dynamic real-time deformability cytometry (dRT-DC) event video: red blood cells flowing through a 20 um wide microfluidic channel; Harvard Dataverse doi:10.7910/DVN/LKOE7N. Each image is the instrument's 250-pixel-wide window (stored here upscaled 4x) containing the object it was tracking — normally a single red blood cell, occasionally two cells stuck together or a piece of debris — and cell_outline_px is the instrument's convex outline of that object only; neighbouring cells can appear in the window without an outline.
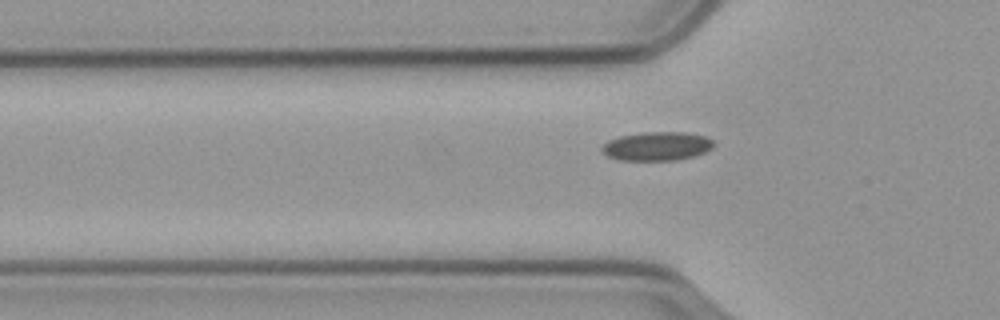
{"species": "common noctule bat (a hibernating species)", "species_latin": "Nyctalus noctula", "temperature_condition": "cold", "stored_images_in_passage": 31, "camera_frame_rate_fps": 3000, "um_per_image_px": 0.085, "animal": {"sex": "male", "body_mass_g": 23.1, "forearm_length_mm": 52.7}, "frame": {"image": 1, "passage_image": 4, "time_ms": 1.0, "image_size_px": [1000, 320], "cell_outline_px": [[716, 144], [712, 148], [696, 156], [676, 160], [620, 160], [608, 156], [600, 148], [608, 140], [620, 136], [644, 132], [684, 132], [708, 136]], "centroid_in_image_um": [55.88, 12.42], "position_along_channel_um": 69.9, "area_um2": 18.84}}
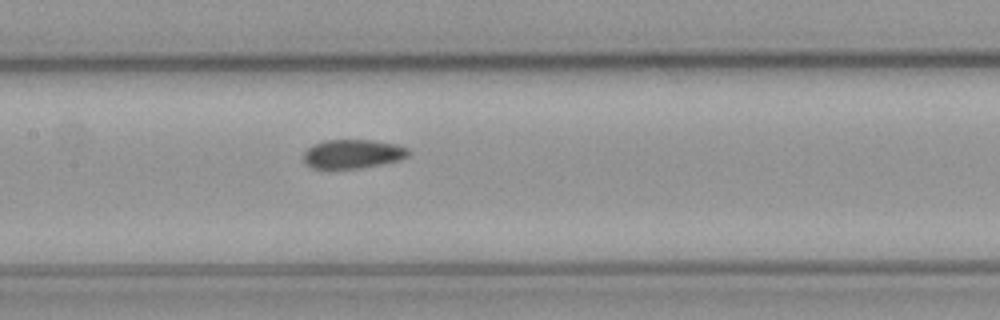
{"frame": {"image": 2, "passage_image": 13, "time_ms": 4.0, "image_size_px": [1000, 320], "cell_outline_px": [[412, 152], [408, 156], [400, 160], [360, 168], [312, 168], [304, 164], [304, 152], [312, 144], [324, 140], [372, 140], [396, 144], [408, 148]], "centroid_in_image_um": [29.99, 13.07], "position_along_channel_um": 177.4, "area_um2": 17.8}}
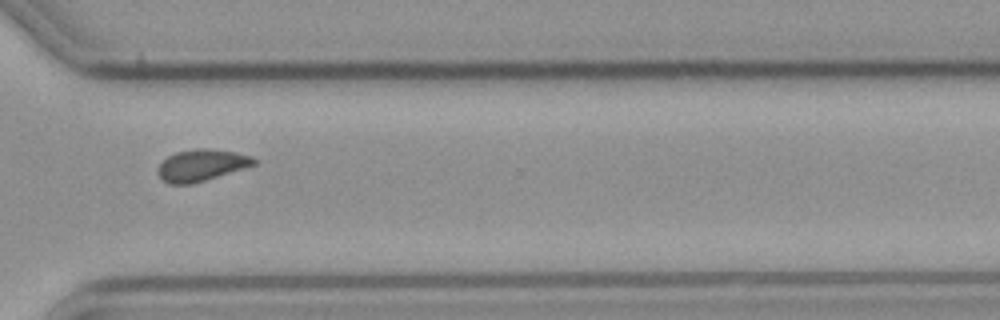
{"frame": {"image": 3, "passage_image": 28, "time_ms": 9.0, "image_size_px": [1000, 320], "cell_outline_px": [[256, 164], [192, 184], [168, 184], [156, 172], [156, 168], [168, 156], [176, 152], [196, 148], [208, 148], [236, 152], [252, 156], [256, 160]], "centroid_in_image_um": [17.1, 14.03], "position_along_channel_um": 353.5, "area_um2": 17.63}, "authors_computed_cell_mechanics": {"area_um2": 17.918, "velocity_mm_per_s": 3.5256, "shape_relaxation_time_tau1_ms": null, "shape_relaxation_time_tau2_ms": 3.7698, "deformation_change_tau1": null, "deformation_change_tau2": 0.0603}}